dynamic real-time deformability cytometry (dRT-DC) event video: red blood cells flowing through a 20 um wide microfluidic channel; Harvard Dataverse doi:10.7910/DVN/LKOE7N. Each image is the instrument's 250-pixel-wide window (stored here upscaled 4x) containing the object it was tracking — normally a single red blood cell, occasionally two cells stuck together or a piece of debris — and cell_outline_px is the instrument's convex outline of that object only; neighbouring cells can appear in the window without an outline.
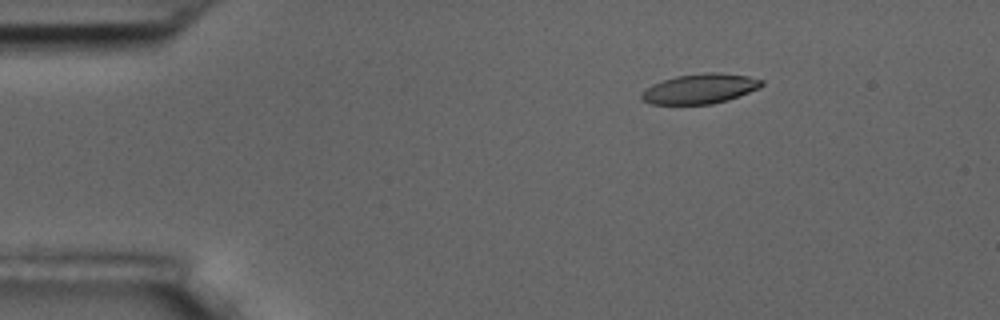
{"species": "common noctule bat (a hibernating species)", "species_latin": "Nyctalus noctula", "temperature_condition": "room temperature", "stored_images_in_passage": 5, "camera_frame_rate_fps": 3000, "um_per_image_px": 0.085, "animal": {"sex": "male", "body_mass_g": 17.5, "forearm_length_mm": 52.3}, "frame": {"image": 1, "passage_image": 3, "time_ms": 2.333, "image_size_px": [1000, 320], "cell_outline_px": [[764, 84], [760, 88], [728, 100], [712, 104], [652, 104], [644, 100], [640, 96], [652, 84], [676, 76], [708, 72], [716, 72], [748, 76], [764, 80]], "centroid_in_image_um": [59.56, 7.54], "position_along_channel_um": 25.4, "area_um2": 20.75}}